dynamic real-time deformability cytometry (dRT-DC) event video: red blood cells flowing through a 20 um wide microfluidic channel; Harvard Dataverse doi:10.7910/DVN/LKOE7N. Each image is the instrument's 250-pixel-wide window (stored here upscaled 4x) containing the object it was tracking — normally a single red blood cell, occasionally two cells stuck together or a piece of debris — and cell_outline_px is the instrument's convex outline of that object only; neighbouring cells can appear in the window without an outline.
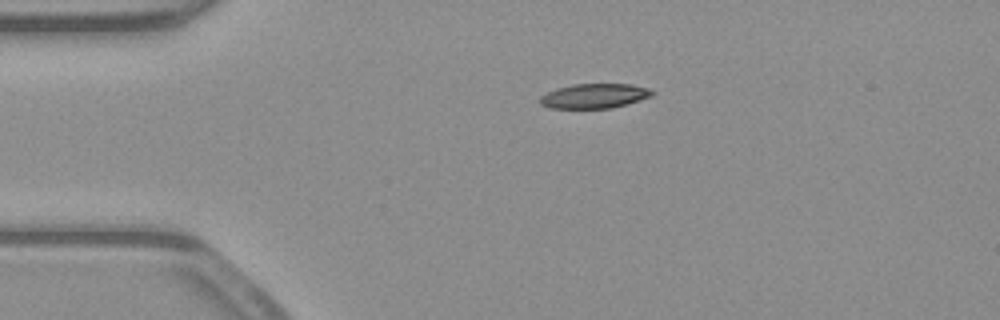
{"species": "common noctule bat (a hibernating species)", "species_latin": "Nyctalus noctula", "temperature_condition": "warm", "stored_images_in_passage": 42, "camera_frame_rate_fps": 3000, "um_per_image_px": 0.085, "animal": {"sex": "male", "body_mass_g": 23.1, "forearm_length_mm": 52.7}, "frame": {"image": 1, "passage_image": 1, "time_ms": 0.0, "image_size_px": [1000, 320], "cell_outline_px": [[656, 92], [652, 96], [628, 104], [612, 108], [548, 108], [540, 104], [540, 96], [556, 88], [572, 84], [632, 84], [648, 88]], "centroid_in_image_um": [50.54, 8.15], "position_along_channel_um": 34.5, "area_um2": 16.24}}
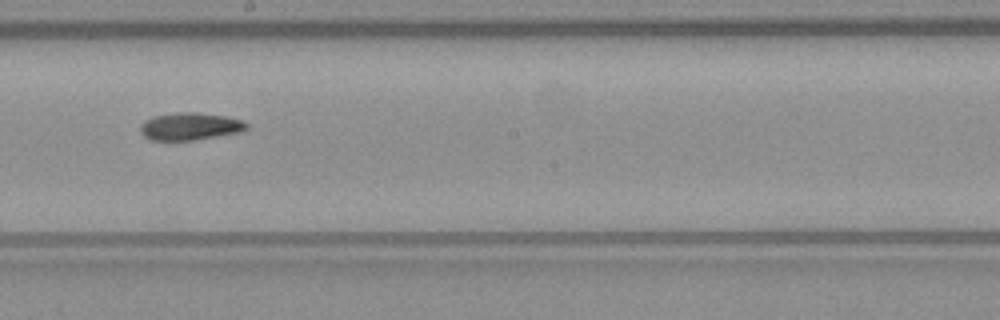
{"frame": {"image": 2, "passage_image": 19, "time_ms": 6.0, "image_size_px": [1000, 320], "cell_outline_px": [[248, 128], [240, 132], [192, 140], [152, 140], [144, 136], [140, 132], [140, 124], [144, 120], [152, 116], [176, 112], [196, 112], [224, 116], [244, 120], [248, 124]], "centroid_in_image_um": [16.13, 10.73], "position_along_channel_um": 232.1, "area_um2": 17.05}}
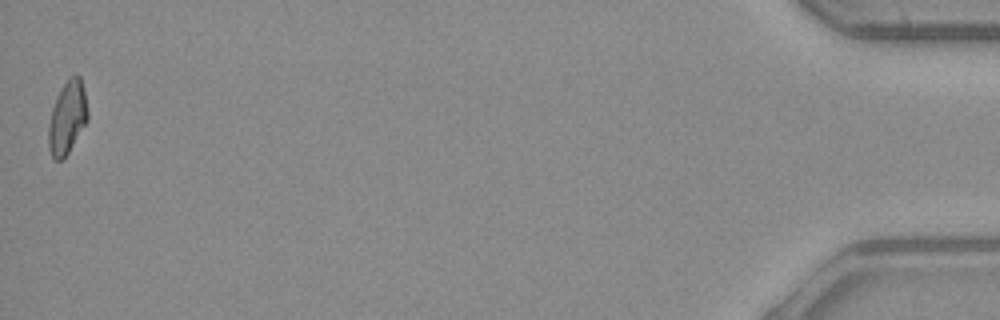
{"frame": {"image": 3, "passage_image": 42, "time_ms": 13.667, "image_size_px": [1000, 320], "cell_outline_px": [[88, 120], [68, 152], [60, 160], [56, 160], [52, 156], [48, 144], [48, 124], [52, 108], [56, 96], [60, 88], [68, 76], [76, 72], [80, 76], [84, 88], [88, 112]], "centroid_in_image_um": [5.72, 9.9], "position_along_channel_um": 429.5, "area_um2": 16.82}}